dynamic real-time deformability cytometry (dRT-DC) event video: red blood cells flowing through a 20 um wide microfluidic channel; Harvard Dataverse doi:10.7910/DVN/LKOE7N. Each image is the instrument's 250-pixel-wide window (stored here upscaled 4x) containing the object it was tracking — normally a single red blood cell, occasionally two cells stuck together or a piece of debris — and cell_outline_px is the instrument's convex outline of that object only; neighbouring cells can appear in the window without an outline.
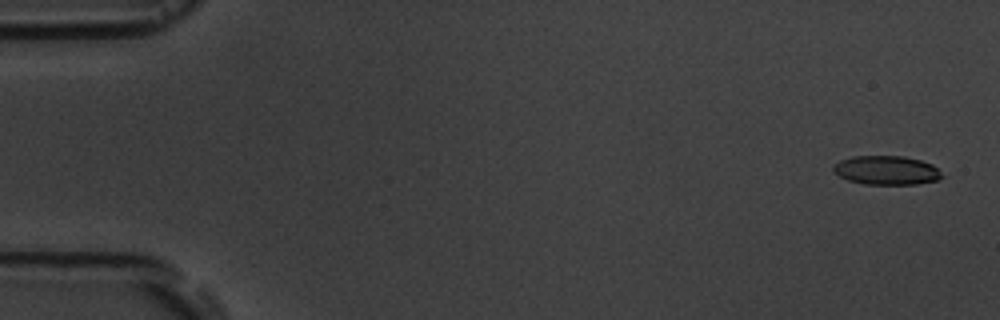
{"species": "common noctule bat (a hibernating species)", "species_latin": "Nyctalus noctula", "temperature_condition": "room temperature", "stored_images_in_passage": 6, "camera_frame_rate_fps": 3000, "um_per_image_px": 0.085, "animal": {"sex": "male", "body_mass_g": 19.5, "forearm_length_mm": 54.6}, "frame": {"image": 1, "passage_image": 1, "time_ms": 0.0, "image_size_px": [1000, 320], "cell_outline_px": [[944, 176], [936, 180], [916, 184], [864, 184], [848, 180], [832, 172], [832, 168], [840, 160], [852, 156], [904, 156], [920, 160], [932, 164]], "centroid_in_image_um": [75.33, 14.47], "position_along_channel_um": 9.7, "area_um2": 18.26}}